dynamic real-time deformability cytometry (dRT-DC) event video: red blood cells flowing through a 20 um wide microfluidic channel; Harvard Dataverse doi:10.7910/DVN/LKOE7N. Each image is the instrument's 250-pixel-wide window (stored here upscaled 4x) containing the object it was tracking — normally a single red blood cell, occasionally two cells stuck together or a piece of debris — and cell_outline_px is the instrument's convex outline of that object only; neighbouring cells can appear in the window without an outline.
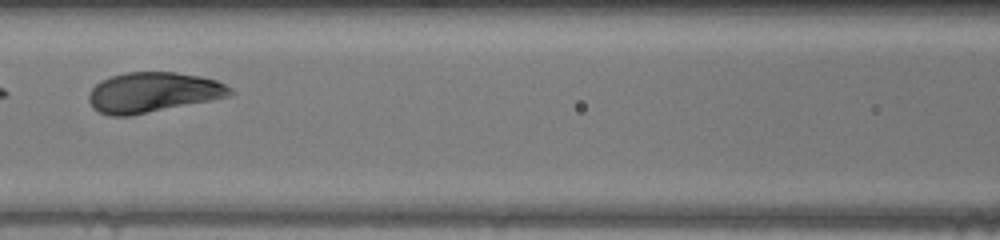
{"species": "human", "species_latin": "Homo sapiens", "temperature_condition": "warm", "stored_images_in_passage": 29, "camera_frame_rate_fps": 3000, "um_per_image_px": 0.085, "donor": {"sex": "female"}, "frame": {"image": 1, "passage_image": 12, "time_ms": 3.667, "image_size_px": [1000, 240], "cell_outline_px": [[236, 92], [228, 96], [212, 100], [132, 116], [108, 116], [92, 108], [88, 100], [88, 92], [100, 80], [124, 72], [176, 72], [200, 76], [216, 80], [232, 88]], "centroid_in_image_um": [12.98, 7.86], "position_along_channel_um": 153.6, "area_um2": 33.41}}
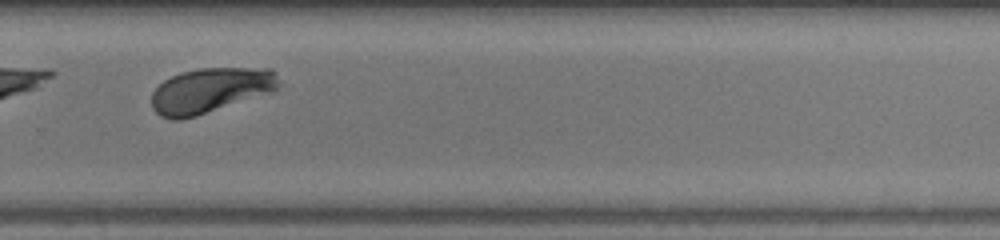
{"frame": {"image": 2, "passage_image": 23, "time_ms": 7.333, "image_size_px": [1000, 240], "cell_outline_px": [[280, 84], [272, 92], [196, 116], [180, 120], [172, 120], [160, 116], [152, 108], [152, 92], [164, 80], [180, 72], [200, 68], [272, 68], [276, 72], [280, 80]], "centroid_in_image_um": [17.89, 7.68], "position_along_channel_um": 311.9, "area_um2": 33.52}}
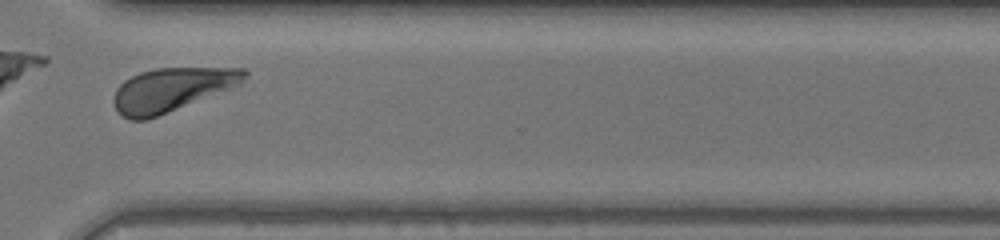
{"frame": {"image": 3, "passage_image": 26, "time_ms": 8.333, "image_size_px": [1000, 240], "cell_outline_px": [[248, 76], [240, 84], [232, 88], [148, 120], [128, 120], [120, 116], [116, 112], [112, 100], [116, 88], [124, 80], [140, 72], [156, 68], [244, 68], [248, 72]], "centroid_in_image_um": [14.56, 7.63], "position_along_channel_um": 356.0, "area_um2": 33.52}, "authors_computed_cell_mechanics": {"area_um2": 33.524, "velocity_mm_per_s": 4.3174, "shape_relaxation_time_tau1_ms": 2.0718, "shape_relaxation_time_tau2_ms": null, "deformation_change_tau1": 0.1286, "deformation_change_tau2": null}}